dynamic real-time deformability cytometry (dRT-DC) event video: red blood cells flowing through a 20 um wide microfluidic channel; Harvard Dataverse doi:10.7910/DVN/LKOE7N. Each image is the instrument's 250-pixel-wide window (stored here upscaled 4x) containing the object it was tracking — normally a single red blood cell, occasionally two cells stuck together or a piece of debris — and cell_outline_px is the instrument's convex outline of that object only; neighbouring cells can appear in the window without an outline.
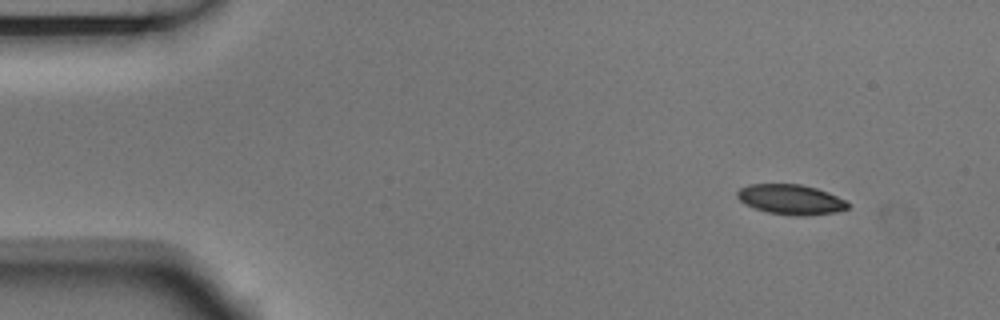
{"species": "Egyptian fruit bat (a non-hibernating species)", "species_latin": "Rousettus aegyptiacus", "temperature_condition": "room temperature", "stored_images_in_passage": 5, "camera_frame_rate_fps": 3000, "um_per_image_px": 0.085, "animal": {"sex": "male"}, "frame": {"image": 1, "passage_image": 1, "time_ms": 0.0, "image_size_px": [1000, 320], "cell_outline_px": [[848, 208], [836, 212], [804, 216], [800, 216], [768, 212], [744, 204], [736, 196], [736, 192], [740, 188], [748, 184], [800, 184], [816, 188], [828, 192], [844, 200], [848, 204]], "centroid_in_image_um": [67.19, 16.94], "position_along_channel_um": 17.8, "area_um2": 19.19}}
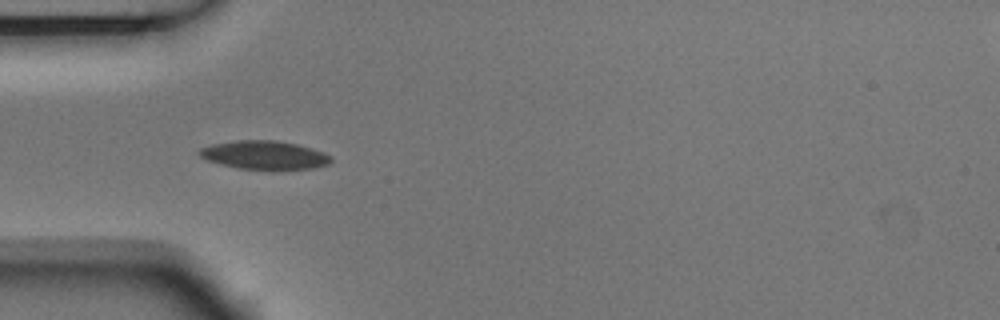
{"frame": {"image": 2, "passage_image": 4, "time_ms": 1.0, "image_size_px": [1000, 320], "cell_outline_px": [[332, 160], [328, 164], [312, 168], [272, 172], [240, 168], [220, 164], [208, 160], [200, 156], [196, 152], [200, 148], [212, 144], [236, 140], [276, 140], [296, 144], [312, 148], [324, 152], [332, 156]], "centroid_in_image_um": [22.5, 13.21], "position_along_channel_um": 62.5, "area_um2": 22.54}}
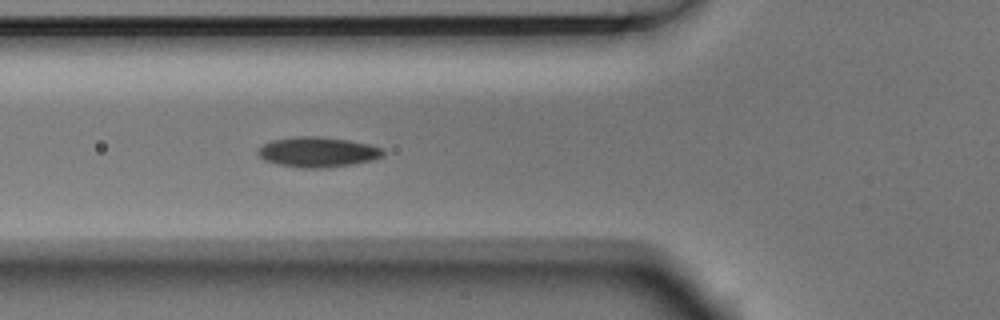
{"frame": {"image": 3, "passage_image": 5, "time_ms": 1.333, "image_size_px": [1000, 320], "cell_outline_px": [[384, 156], [372, 160], [356, 164], [328, 168], [300, 168], [276, 164], [264, 160], [256, 152], [256, 148], [272, 140], [296, 136], [320, 136], [348, 140], [368, 144], [384, 148]], "centroid_in_image_um": [27.0, 12.93], "position_along_channel_um": 98.8, "area_um2": 22.37}}